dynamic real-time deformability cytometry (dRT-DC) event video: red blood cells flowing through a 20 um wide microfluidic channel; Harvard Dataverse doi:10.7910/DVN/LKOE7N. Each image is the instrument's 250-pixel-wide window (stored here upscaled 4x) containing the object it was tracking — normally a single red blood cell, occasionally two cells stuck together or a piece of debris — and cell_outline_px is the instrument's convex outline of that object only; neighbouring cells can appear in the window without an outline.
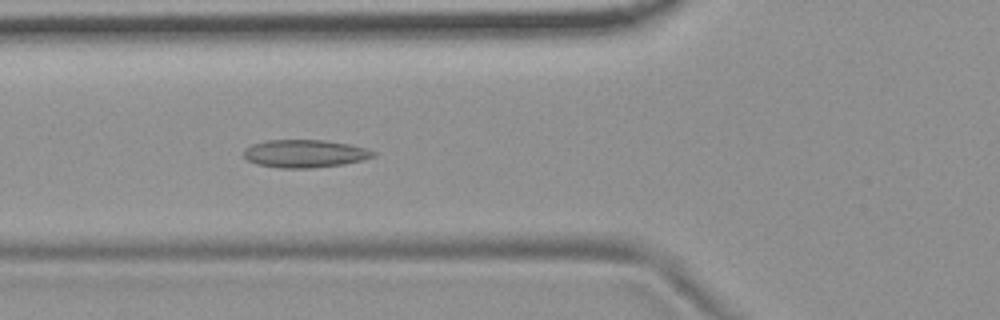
{"species": "common noctule bat (a hibernating species)", "species_latin": "Nyctalus noctula", "temperature_condition": "room temperature", "stored_images_in_passage": 54, "camera_frame_rate_fps": 3000, "um_per_image_px": 0.085, "animal": {"sex": "female", "body_mass_g": 19.9}, "frame": {"image": 1, "passage_image": 19, "time_ms": 6.0, "image_size_px": [1000, 320], "cell_outline_px": [[376, 156], [364, 160], [344, 164], [312, 168], [280, 168], [256, 164], [248, 160], [244, 156], [244, 148], [252, 144], [268, 140], [324, 140], [348, 144], [364, 148], [376, 152]], "centroid_in_image_um": [25.91, 13.06], "position_along_channel_um": 99.9, "area_um2": 21.04}}
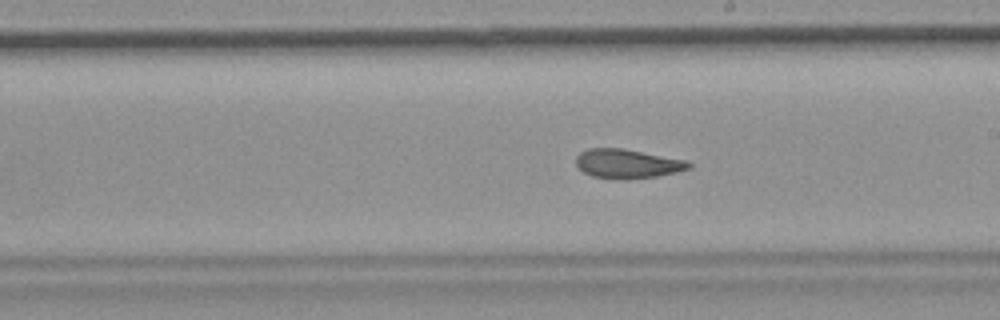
{"frame": {"image": 2, "passage_image": 30, "time_ms": 9.667, "image_size_px": [1000, 320], "cell_outline_px": [[692, 168], [676, 172], [656, 176], [628, 180], [620, 180], [592, 176], [584, 172], [576, 164], [576, 156], [580, 152], [588, 148], [624, 148], [688, 160], [692, 164]], "centroid_in_image_um": [53.35, 13.91], "position_along_channel_um": 235.6, "area_um2": 19.48}}
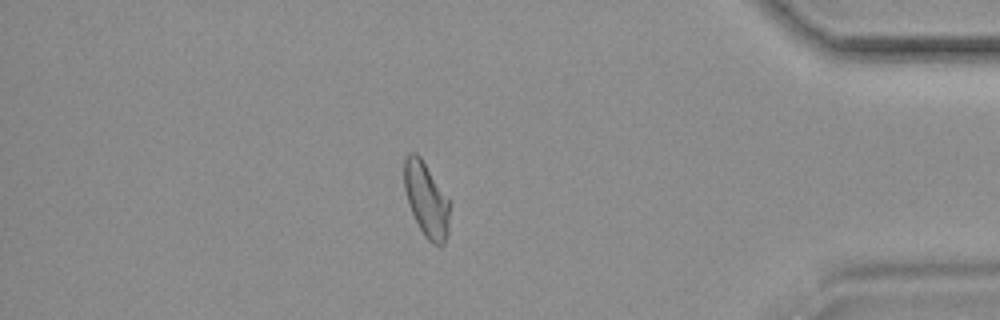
{"frame": {"image": 3, "passage_image": 46, "time_ms": 15.0, "image_size_px": [1000, 320], "cell_outline_px": [[452, 204], [448, 236], [444, 244], [440, 248], [432, 244], [424, 236], [408, 204], [404, 188], [404, 160], [408, 152], [416, 152], [420, 156]], "centroid_in_image_um": [36.28, 17.01], "position_along_channel_um": 398.9, "area_um2": 20.23}, "authors_computed_cell_mechanics": {"area_um2": 20.3745, "velocity_mm_per_s": 3.7106, "shape_relaxation_time_tau1_ms": null, "shape_relaxation_time_tau2_ms": 3.4406, "deformation_change_tau1": null, "deformation_change_tau2": 0.0737}}